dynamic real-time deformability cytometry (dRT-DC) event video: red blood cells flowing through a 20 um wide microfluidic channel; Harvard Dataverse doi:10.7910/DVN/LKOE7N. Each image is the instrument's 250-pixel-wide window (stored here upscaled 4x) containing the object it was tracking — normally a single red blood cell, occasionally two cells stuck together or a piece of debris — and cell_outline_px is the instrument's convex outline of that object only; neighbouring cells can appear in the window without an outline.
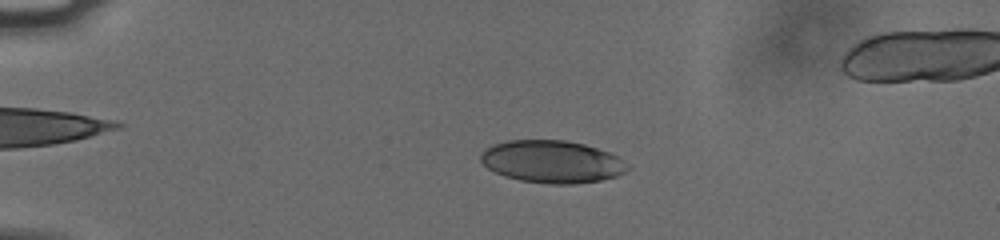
{"species": "human", "species_latin": "Homo sapiens", "temperature_condition": "cold", "stored_images_in_passage": 55, "camera_frame_rate_fps": 3000, "um_per_image_px": 0.085, "donor": {"sex": "male"}, "frame": {"image": 1, "passage_image": 13, "time_ms": 4.0, "image_size_px": [1000, 240], "cell_outline_px": [[632, 168], [616, 176], [600, 180], [576, 184], [552, 184], [520, 180], [504, 176], [488, 168], [480, 160], [480, 156], [488, 148], [496, 144], [508, 140], [564, 140], [584, 144], [608, 152], [616, 156]], "centroid_in_image_um": [46.94, 13.75], "position_along_channel_um": 38.1, "area_um2": 35.95}}
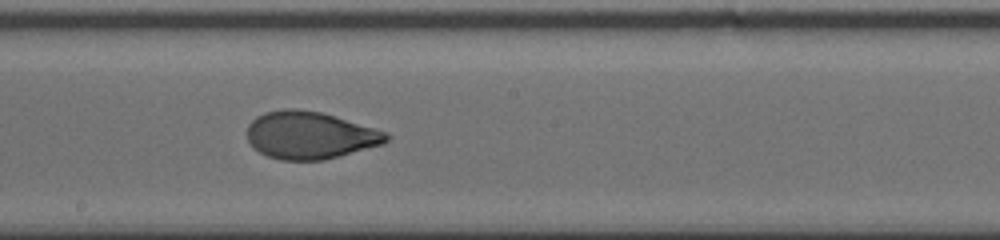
{"frame": {"image": 2, "passage_image": 32, "time_ms": 10.333, "image_size_px": [1000, 240], "cell_outline_px": [[392, 136], [384, 144], [340, 156], [324, 160], [280, 160], [268, 156], [252, 148], [248, 140], [248, 124], [256, 116], [264, 112], [284, 108], [296, 108], [320, 112], [388, 132]], "centroid_in_image_um": [26.34, 11.5], "position_along_channel_um": 221.9, "area_um2": 38.67}}
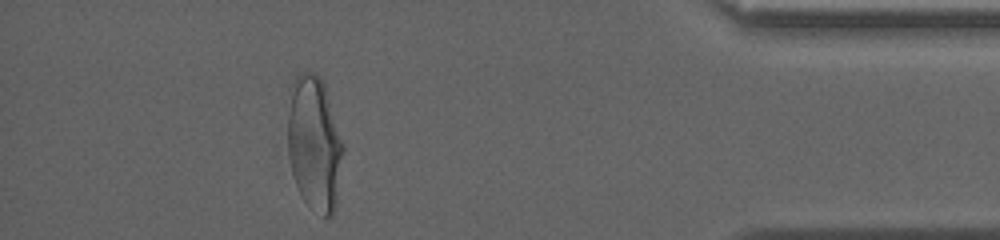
{"frame": {"image": 3, "passage_image": 50, "time_ms": 16.333, "image_size_px": [1000, 240], "cell_outline_px": [[344, 152], [336, 208], [332, 216], [324, 216], [308, 204], [300, 196], [292, 172], [288, 156], [288, 88], [296, 72], [316, 72], [320, 76], [324, 84], [344, 144]], "centroid_in_image_um": [26.71, 12.14], "position_along_channel_um": 408.5, "area_um2": 44.27}, "authors_computed_cell_mechanics": {"area_um2": 38.4948, "velocity_mm_per_s": 3.7883, "shape_relaxation_time_tau1_ms": 4.2926, "shape_relaxation_time_tau2_ms": 0.9162, "deformation_change_tau1": 0.1764, "deformation_change_tau2": 0.0557}}